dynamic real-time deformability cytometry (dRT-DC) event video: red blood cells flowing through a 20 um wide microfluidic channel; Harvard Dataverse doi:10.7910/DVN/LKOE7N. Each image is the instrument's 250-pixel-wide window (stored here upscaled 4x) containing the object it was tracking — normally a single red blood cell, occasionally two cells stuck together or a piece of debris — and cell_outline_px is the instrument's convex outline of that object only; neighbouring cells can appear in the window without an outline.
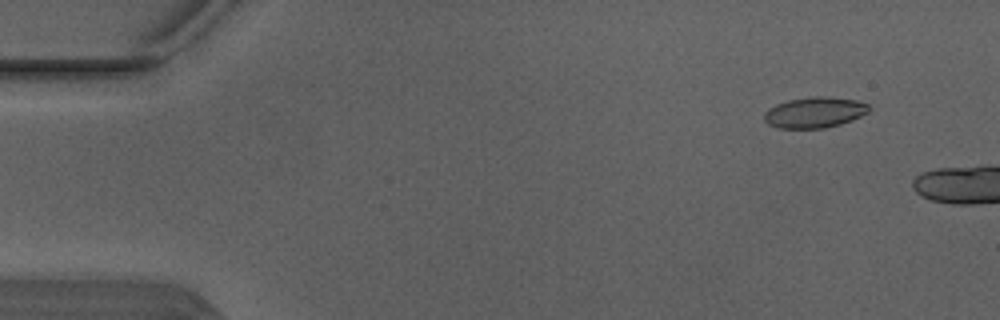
{"species": "Egyptian fruit bat (a non-hibernating species)", "species_latin": "Rousettus aegyptiacus", "temperature_condition": "warm", "stored_images_in_passage": 2, "camera_frame_rate_fps": 3000, "um_per_image_px": 0.085, "animal": {"sex": "male"}, "frame": {"image": 1, "passage_image": 1, "time_ms": 0.0, "image_size_px": [1000, 320], "cell_outline_px": [[872, 108], [868, 112], [852, 120], [840, 124], [824, 128], [780, 128], [768, 124], [764, 120], [764, 112], [768, 108], [776, 104], [788, 100], [816, 96], [820, 96], [856, 100], [868, 104]], "centroid_in_image_um": [69.24, 9.56], "position_along_channel_um": 15.8, "area_um2": 18.73}}